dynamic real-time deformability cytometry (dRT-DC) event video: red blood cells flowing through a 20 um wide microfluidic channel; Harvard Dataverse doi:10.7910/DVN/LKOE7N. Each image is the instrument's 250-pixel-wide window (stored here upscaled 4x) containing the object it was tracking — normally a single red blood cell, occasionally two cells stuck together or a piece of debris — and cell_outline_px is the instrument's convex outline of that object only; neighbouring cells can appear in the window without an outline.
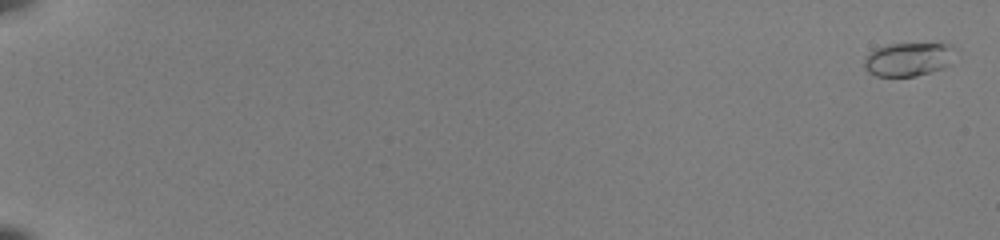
{"species": "common noctule bat (a hibernating species)", "species_latin": "Nyctalus noctula", "temperature_condition": "room temperature", "stored_images_in_passage": 54, "camera_frame_rate_fps": 3000, "um_per_image_px": 0.085, "animal": {"sex": "female", "body_mass_g": 22.0, "forearm_length_mm": 56.7}, "frame": {"image": 1, "passage_image": 1, "time_ms": 0.0, "image_size_px": [1000, 240], "cell_outline_px": [[956, 48], [948, 64], [944, 68], [916, 76], [876, 76], [868, 72], [864, 68], [864, 60], [876, 48], [888, 44], [948, 44]], "centroid_in_image_um": [77.2, 5.05], "position_along_channel_um": 7.8, "area_um2": 17.57}}
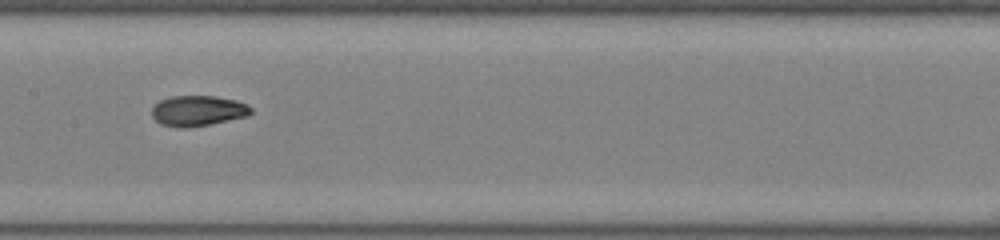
{"frame": {"image": 2, "passage_image": 31, "time_ms": 10.0, "image_size_px": [1000, 240], "cell_outline_px": [[252, 112], [244, 116], [208, 124], [160, 124], [152, 116], [152, 108], [160, 100], [172, 96], [216, 96], [236, 100], [248, 104], [252, 108]], "centroid_in_image_um": [16.85, 9.34], "position_along_channel_um": 190.5, "area_um2": 16.65}}
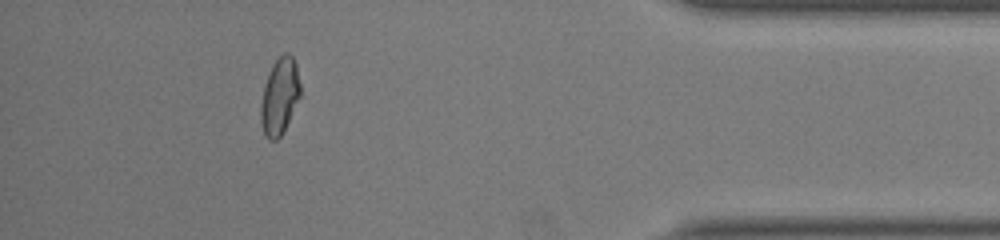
{"frame": {"image": 3, "passage_image": 50, "time_ms": 16.333, "image_size_px": [1000, 240], "cell_outline_px": [[300, 96], [280, 136], [276, 140], [272, 140], [264, 132], [260, 120], [260, 104], [268, 72], [272, 64], [284, 52], [288, 52], [292, 56], [296, 64], [300, 84]], "centroid_in_image_um": [23.76, 8.13], "position_along_channel_um": 411.4, "area_um2": 17.28}, "authors_computed_cell_mechanics": {"area_um2": 17.2533, "velocity_mm_per_s": 3.9985, "shape_relaxation_time_tau1_ms": 5.7161, "shape_relaxation_time_tau2_ms": 1.8611, "deformation_change_tau1": 0.2227, "deformation_change_tau2": 0.0461}}